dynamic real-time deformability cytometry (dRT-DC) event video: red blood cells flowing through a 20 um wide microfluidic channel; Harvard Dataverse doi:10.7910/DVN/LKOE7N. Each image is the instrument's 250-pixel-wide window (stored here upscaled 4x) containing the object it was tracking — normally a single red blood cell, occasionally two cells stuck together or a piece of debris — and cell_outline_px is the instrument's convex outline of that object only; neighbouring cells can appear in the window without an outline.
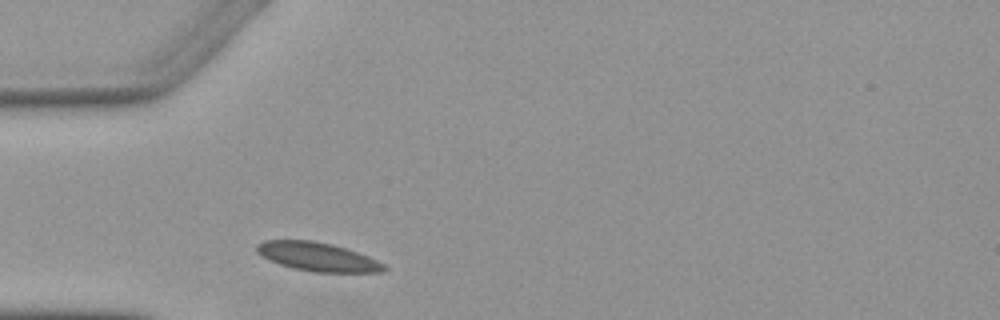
{"species": "Egyptian fruit bat (a non-hibernating species)", "species_latin": "Rousettus aegyptiacus", "temperature_condition": "warm", "stored_images_in_passage": 1, "camera_frame_rate_fps": 3000, "um_per_image_px": 0.085, "animal": {"sex": "female"}, "frame": {"image": 1, "passage_image": 1, "time_ms": 0.0, "image_size_px": [1000, 320], "cell_outline_px": [[388, 268], [384, 272], [312, 272], [292, 268], [268, 260], [256, 252], [256, 244], [264, 240], [312, 240], [332, 244], [368, 256], [384, 264]], "centroid_in_image_um": [26.96, 21.83], "position_along_channel_um": 58.0, "area_um2": 21.33}}